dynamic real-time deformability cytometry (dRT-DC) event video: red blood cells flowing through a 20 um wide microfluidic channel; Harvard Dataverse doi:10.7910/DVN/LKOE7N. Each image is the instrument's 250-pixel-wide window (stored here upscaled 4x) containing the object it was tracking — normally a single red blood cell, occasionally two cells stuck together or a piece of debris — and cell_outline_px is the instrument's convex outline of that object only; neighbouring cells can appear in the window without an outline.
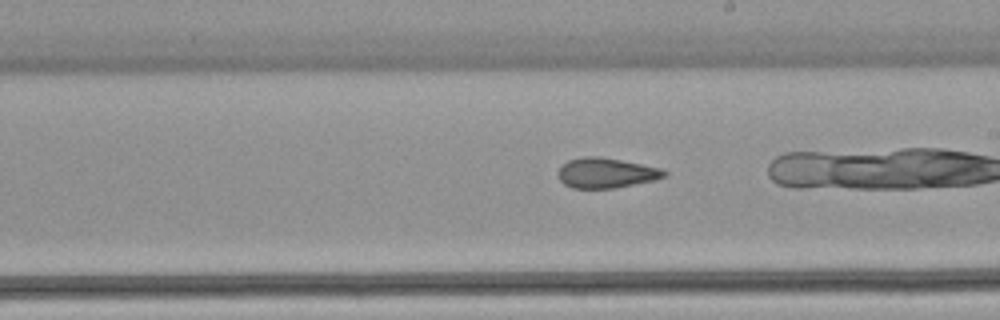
{"species": "common noctule bat (a hibernating species)", "species_latin": "Nyctalus noctula", "temperature_condition": "warm", "stored_images_in_passage": 38, "camera_frame_rate_fps": 3000, "um_per_image_px": 0.085, "animal": {"sex": "female", "body_mass_g": 22.7, "forearm_length_mm": 54.2}, "frame": {"image": 1, "passage_image": 27, "time_ms": 8.667, "image_size_px": [1000, 320], "cell_outline_px": [[668, 176], [656, 180], [616, 188], [572, 188], [564, 184], [556, 176], [556, 172], [568, 160], [580, 156], [600, 156], [660, 168], [668, 172]], "centroid_in_image_um": [51.51, 14.7], "position_along_channel_um": 237.5, "area_um2": 18.84}}